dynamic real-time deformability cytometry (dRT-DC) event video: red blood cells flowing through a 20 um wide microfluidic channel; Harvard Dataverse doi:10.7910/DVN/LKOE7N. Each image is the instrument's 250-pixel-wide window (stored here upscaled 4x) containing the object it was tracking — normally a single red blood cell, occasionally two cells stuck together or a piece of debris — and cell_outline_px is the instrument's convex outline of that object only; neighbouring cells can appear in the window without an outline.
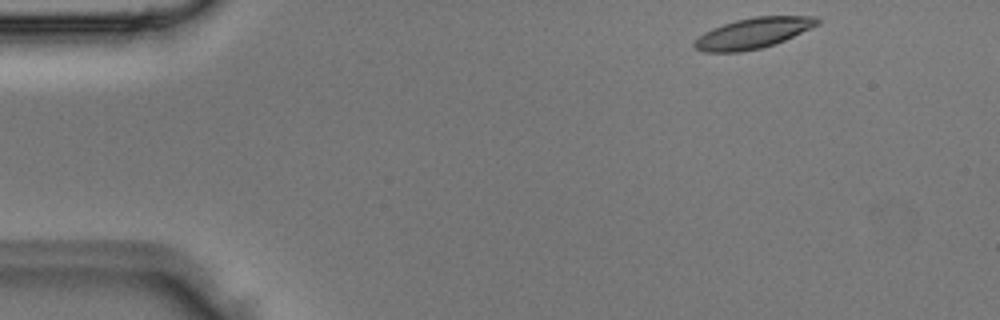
{"species": "Egyptian fruit bat (a non-hibernating species)", "species_latin": "Rousettus aegyptiacus", "temperature_condition": "room temperature", "stored_images_in_passage": 4, "camera_frame_rate_fps": 3000, "um_per_image_px": 0.085, "animal": {"sex": "male"}, "frame": {"image": 1, "passage_image": 1, "time_ms": 0.0, "image_size_px": [1000, 320], "cell_outline_px": [[820, 24], [784, 40], [760, 48], [740, 52], [704, 52], [696, 48], [692, 44], [704, 32], [712, 28], [736, 20], [756, 16], [816, 16], [820, 20]], "centroid_in_image_um": [64.02, 2.81], "position_along_channel_um": 21.0, "area_um2": 21.68}}